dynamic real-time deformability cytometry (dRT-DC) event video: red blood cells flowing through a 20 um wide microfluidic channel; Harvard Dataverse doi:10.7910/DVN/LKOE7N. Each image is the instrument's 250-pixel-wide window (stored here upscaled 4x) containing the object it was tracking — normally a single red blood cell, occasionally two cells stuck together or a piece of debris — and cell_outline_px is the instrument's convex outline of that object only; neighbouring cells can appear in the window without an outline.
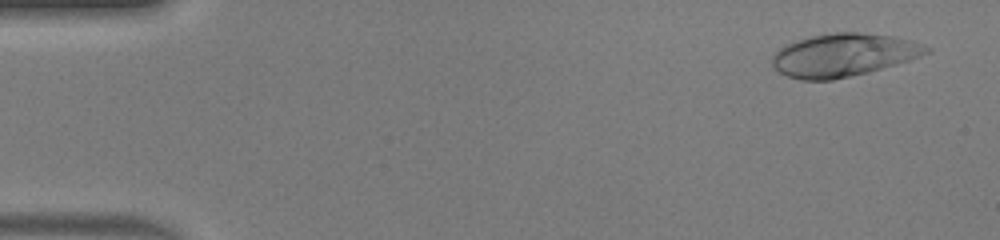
{"species": "human", "species_latin": "Homo sapiens", "temperature_condition": "warm", "stored_images_in_passage": 49, "camera_frame_rate_fps": 3000, "um_per_image_px": 0.085, "donor": {"sex": "male"}, "frame": {"image": 1, "passage_image": 3, "time_ms": 0.667, "image_size_px": [1000, 240], "cell_outline_px": [[932, 52], [896, 64], [868, 72], [832, 80], [800, 80], [788, 76], [780, 72], [772, 64], [772, 56], [780, 48], [796, 40], [808, 36], [836, 32], [856, 32], [896, 36], [912, 40], [932, 48]], "centroid_in_image_um": [71.72, 4.67], "position_along_channel_um": 13.3, "area_um2": 38.61}}
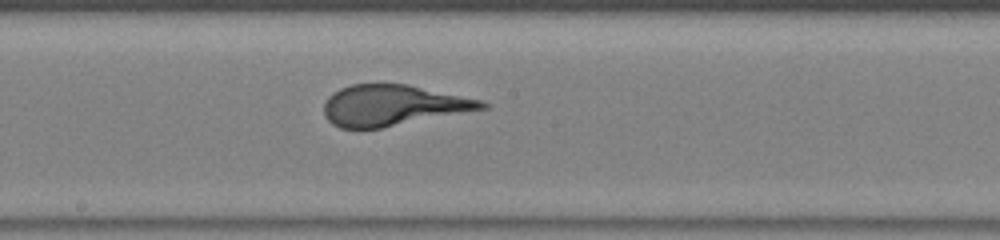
{"frame": {"image": 2, "passage_image": 27, "time_ms": 8.667, "image_size_px": [1000, 240], "cell_outline_px": [[488, 108], [380, 128], [340, 128], [332, 124], [324, 116], [324, 104], [328, 96], [332, 92], [340, 88], [352, 84], [408, 84], [484, 100], [488, 104]], "centroid_in_image_um": [33.39, 8.94], "position_along_channel_um": 214.8, "area_um2": 37.57}}
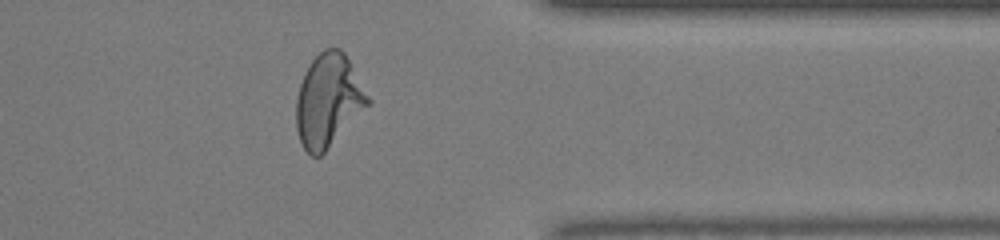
{"frame": {"image": 3, "passage_image": 40, "time_ms": 13.0, "image_size_px": [1000, 240], "cell_outline_px": [[372, 104], [320, 156], [312, 156], [304, 148], [300, 140], [296, 128], [296, 100], [300, 84], [304, 72], [312, 60], [324, 48], [340, 48], [344, 52], [372, 100]], "centroid_in_image_um": [27.93, 8.55], "position_along_channel_um": 383.5, "area_um2": 38.9}}